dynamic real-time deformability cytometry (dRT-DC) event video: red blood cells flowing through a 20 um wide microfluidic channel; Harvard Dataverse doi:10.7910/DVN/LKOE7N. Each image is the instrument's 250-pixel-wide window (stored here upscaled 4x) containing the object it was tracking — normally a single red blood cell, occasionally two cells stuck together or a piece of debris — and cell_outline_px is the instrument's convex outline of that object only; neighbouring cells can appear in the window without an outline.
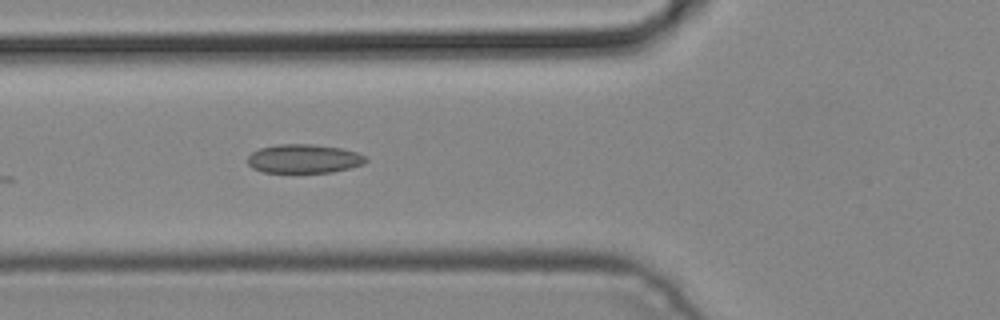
{"species": "common noctule bat (a hibernating species)", "species_latin": "Nyctalus noctula", "temperature_condition": "cold", "stored_images_in_passage": 4, "camera_frame_rate_fps": 3000, "um_per_image_px": 0.085, "animal": {"sex": "male", "body_mass_g": 19.2, "forearm_length_mm": 51.8}, "frame": {"image": 1, "passage_image": 4, "time_ms": 1.0, "image_size_px": [1000, 320], "cell_outline_px": [[368, 160], [364, 164], [332, 172], [264, 172], [252, 168], [248, 164], [248, 156], [252, 152], [260, 148], [276, 144], [312, 144], [340, 148], [356, 152], [364, 156]], "centroid_in_image_um": [25.81, 13.49], "position_along_channel_um": 100.0, "area_um2": 19.77}}